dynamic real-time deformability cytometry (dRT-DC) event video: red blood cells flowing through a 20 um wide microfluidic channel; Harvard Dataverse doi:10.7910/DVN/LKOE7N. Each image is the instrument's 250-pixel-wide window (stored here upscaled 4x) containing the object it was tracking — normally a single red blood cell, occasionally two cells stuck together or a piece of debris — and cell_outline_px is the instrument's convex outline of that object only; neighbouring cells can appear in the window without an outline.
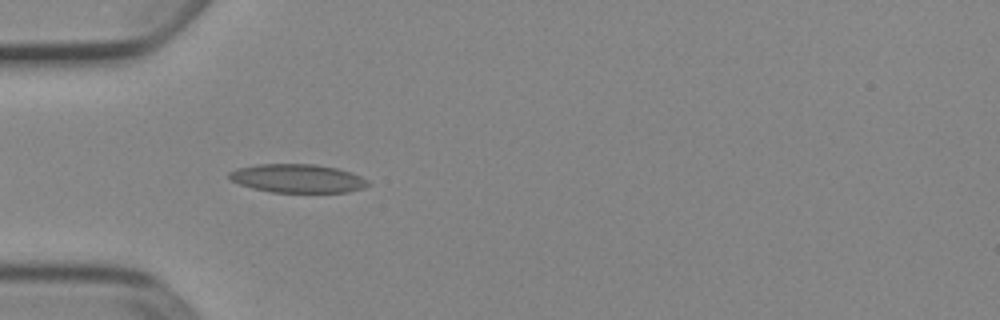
{"species": "Egyptian fruit bat (a non-hibernating species)", "species_latin": "Rousettus aegyptiacus", "temperature_condition": "cold", "stored_images_in_passage": 23, "camera_frame_rate_fps": 3000, "um_per_image_px": 0.085, "animal": {"sex": "female"}, "frame": {"image": 1, "passage_image": 1, "time_ms": 0.0, "image_size_px": [1000, 320], "cell_outline_px": [[372, 184], [364, 188], [348, 192], [272, 192], [252, 188], [240, 184], [232, 180], [228, 176], [228, 172], [236, 168], [256, 164], [316, 164], [336, 168], [352, 172], [368, 180]], "centroid_in_image_um": [25.31, 15.16], "position_along_channel_um": 59.7, "area_um2": 23.24}}
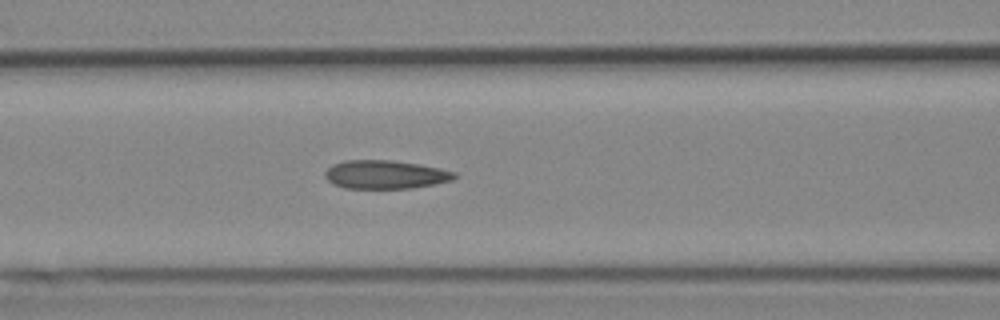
{"frame": {"image": 2, "passage_image": 7, "time_ms": 2.0, "image_size_px": [1000, 320], "cell_outline_px": [[456, 176], [452, 180], [412, 188], [344, 188], [332, 184], [324, 176], [324, 172], [332, 164], [344, 160], [388, 160], [420, 164], [440, 168], [456, 172]], "centroid_in_image_um": [32.71, 14.83], "position_along_channel_um": 133.9, "area_um2": 21.5}}
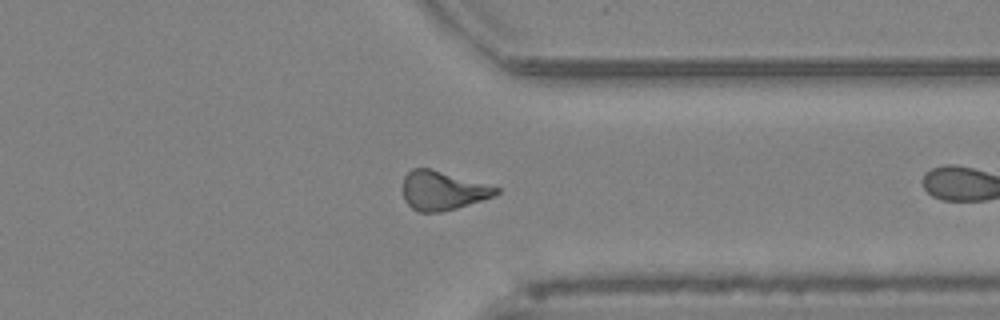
{"frame": {"image": 3, "passage_image": 22, "time_ms": 7.0, "image_size_px": [1000, 320], "cell_outline_px": [[500, 192], [496, 196], [456, 208], [440, 212], [420, 212], [412, 208], [404, 200], [404, 176], [412, 168], [432, 168], [500, 188]], "centroid_in_image_um": [37.64, 16.19], "position_along_channel_um": 373.8, "area_um2": 21.15}}